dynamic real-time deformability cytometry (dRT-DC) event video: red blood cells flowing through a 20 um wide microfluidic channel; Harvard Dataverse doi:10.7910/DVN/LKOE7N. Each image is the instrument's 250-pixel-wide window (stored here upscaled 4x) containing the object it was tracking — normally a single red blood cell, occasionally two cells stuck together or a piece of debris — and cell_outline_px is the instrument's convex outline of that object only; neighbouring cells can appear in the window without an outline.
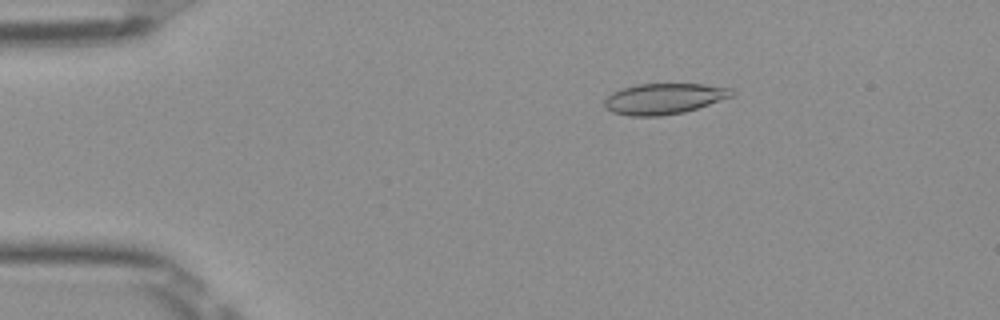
{"species": "Egyptian fruit bat (a non-hibernating species)", "species_latin": "Rousettus aegyptiacus", "temperature_condition": "room temperature", "stored_images_in_passage": 46, "camera_frame_rate_fps": 3000, "um_per_image_px": 0.085, "frame": {"image": 1, "passage_image": 4, "time_ms": 1.0, "image_size_px": [1000, 320], "cell_outline_px": [[736, 92], [732, 96], [684, 112], [660, 116], [628, 116], [612, 112], [604, 108], [604, 100], [612, 92], [636, 84], [704, 84], [732, 88]], "centroid_in_image_um": [56.41, 8.39], "position_along_channel_um": 28.6, "area_um2": 22.83}}
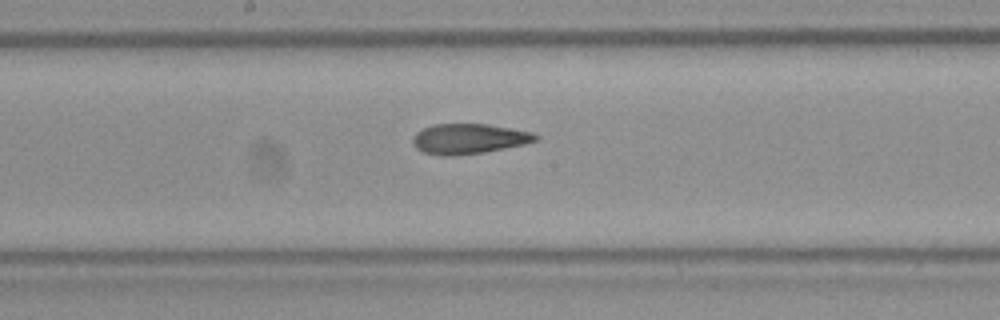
{"frame": {"image": 2, "passage_image": 22, "time_ms": 7.0, "image_size_px": [1000, 320], "cell_outline_px": [[540, 136], [536, 140], [524, 144], [484, 152], [452, 156], [444, 156], [424, 152], [416, 148], [412, 144], [412, 136], [416, 132], [432, 124], [488, 124], [532, 132]], "centroid_in_image_um": [39.82, 11.79], "position_along_channel_um": 208.4, "area_um2": 21.56}}
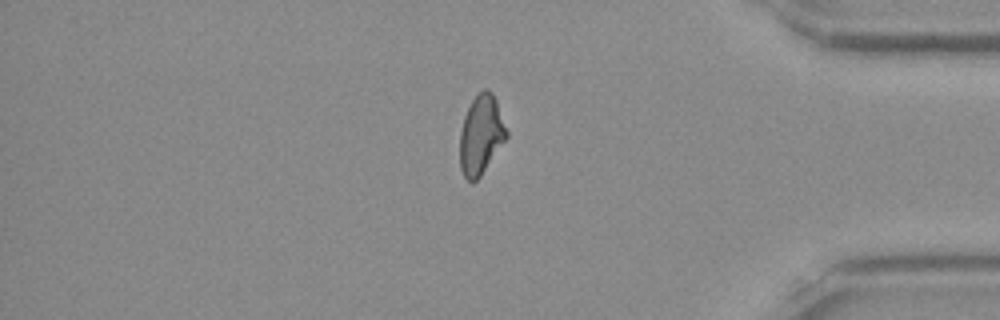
{"frame": {"image": 3, "passage_image": 38, "time_ms": 12.333, "image_size_px": [1000, 320], "cell_outline_px": [[508, 136], [480, 176], [472, 184], [464, 176], [460, 168], [460, 132], [464, 116], [472, 100], [484, 88], [492, 92], [496, 100], [508, 132]], "centroid_in_image_um": [40.88, 11.47], "position_along_channel_um": 394.3, "area_um2": 21.33}, "authors_computed_cell_mechanics": {"area_um2": 22.0507, "velocity_mm_per_s": 3.989, "shape_relaxation_time_tau1_ms": null, "shape_relaxation_time_tau2_ms": 2.9217, "deformation_change_tau1": null, "deformation_change_tau2": 0.0907}}